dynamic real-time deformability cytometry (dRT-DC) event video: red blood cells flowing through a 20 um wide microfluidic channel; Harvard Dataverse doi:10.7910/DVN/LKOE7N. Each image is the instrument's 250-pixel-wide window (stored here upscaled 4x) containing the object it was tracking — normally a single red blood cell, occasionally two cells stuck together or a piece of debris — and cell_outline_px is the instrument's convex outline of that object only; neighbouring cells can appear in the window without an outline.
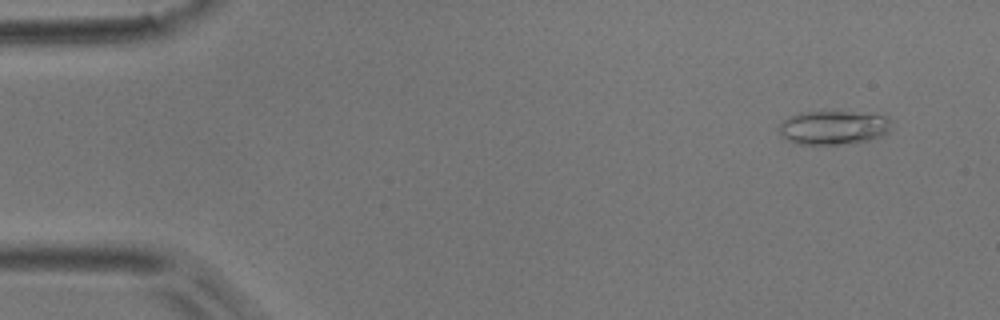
{"species": "common noctule bat (a hibernating species)", "species_latin": "Nyctalus noctula", "temperature_condition": "room temperature", "stored_images_in_passage": 51, "camera_frame_rate_fps": 3000, "um_per_image_px": 0.085, "animal": {"sex": "male", "body_mass_g": 17.9}, "frame": {"image": 1, "passage_image": 4, "time_ms": 1.0, "image_size_px": [1000, 320], "cell_outline_px": [[892, 120], [888, 132], [880, 136], [868, 140], [840, 144], [796, 144], [780, 136], [780, 124], [788, 116], [800, 112], [848, 112], [888, 116]], "centroid_in_image_um": [70.82, 10.84], "position_along_channel_um": 14.2, "area_um2": 22.02}}
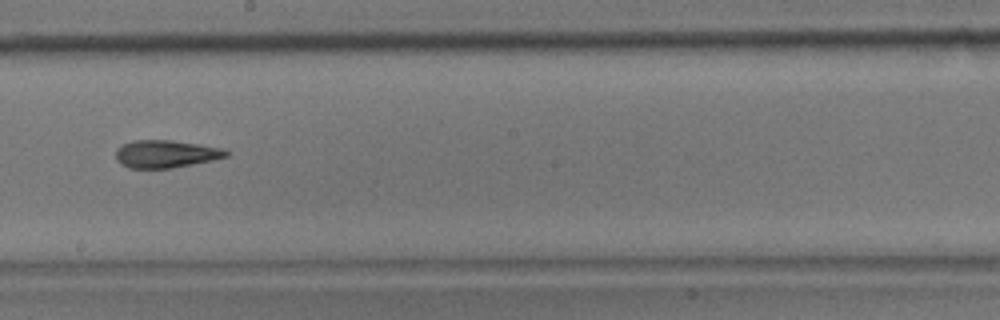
{"frame": {"image": 2, "passage_image": 29, "time_ms": 9.333, "image_size_px": [1000, 320], "cell_outline_px": [[228, 156], [212, 160], [172, 168], [128, 168], [120, 164], [116, 160], [116, 148], [132, 140], [172, 140], [200, 144], [220, 148], [228, 152]], "centroid_in_image_um": [14.04, 13.08], "position_along_channel_um": 234.2, "area_um2": 17.74}}
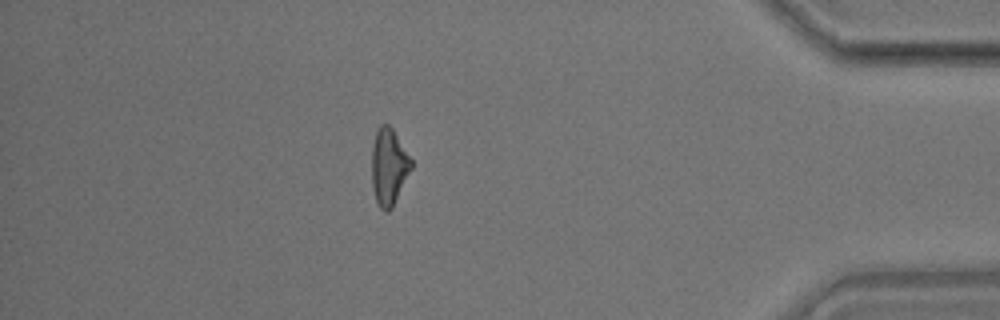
{"frame": {"image": 3, "passage_image": 45, "time_ms": 14.667, "image_size_px": [1000, 320], "cell_outline_px": [[412, 168], [392, 208], [388, 212], [384, 212], [380, 208], [376, 200], [372, 184], [372, 148], [376, 132], [380, 124], [388, 124], [392, 128], [412, 160]], "centroid_in_image_um": [33.05, 14.19], "position_along_channel_um": 402.2, "area_um2": 17.51}, "authors_computed_cell_mechanics": {"area_um2": 17.918, "velocity_mm_per_s": 3.9263, "shape_relaxation_time_tau1_ms": 9.1322, "shape_relaxation_time_tau2_ms": 3.8764, "deformation_change_tau1": 0.2265, "deformation_change_tau2": 0.1282}}